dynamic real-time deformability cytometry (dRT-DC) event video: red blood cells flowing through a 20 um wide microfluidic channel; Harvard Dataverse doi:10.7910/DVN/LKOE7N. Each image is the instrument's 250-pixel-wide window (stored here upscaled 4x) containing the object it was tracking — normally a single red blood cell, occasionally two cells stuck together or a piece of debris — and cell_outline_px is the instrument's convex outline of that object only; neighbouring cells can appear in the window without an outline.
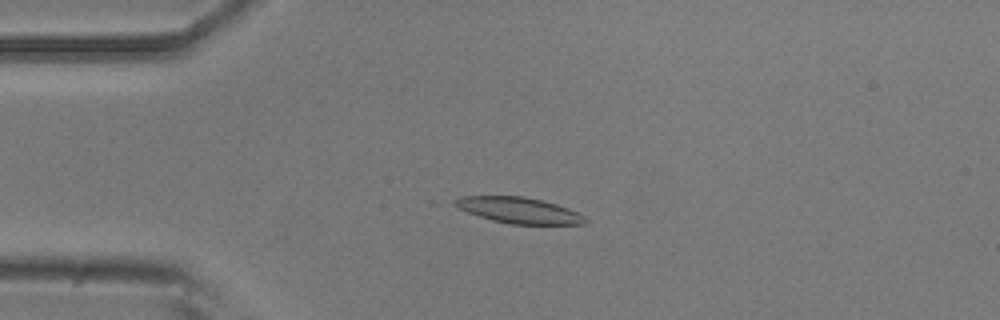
{"species": "common noctule bat (a hibernating species)", "species_latin": "Nyctalus noctula", "temperature_condition": "room temperature", "stored_images_in_passage": 24, "camera_frame_rate_fps": 3000, "um_per_image_px": 0.085, "animal": {"sex": "male", "body_mass_g": 20.5, "forearm_length_mm": 52.5}, "frame": {"image": 1, "passage_image": 12, "time_ms": 3.667, "image_size_px": [1000, 320], "cell_outline_px": [[588, 220], [584, 224], [508, 224], [492, 220], [456, 208], [448, 204], [460, 196], [524, 196], [556, 204], [580, 212]], "centroid_in_image_um": [44.06, 17.87], "position_along_channel_um": 40.9, "area_um2": 19.88}}
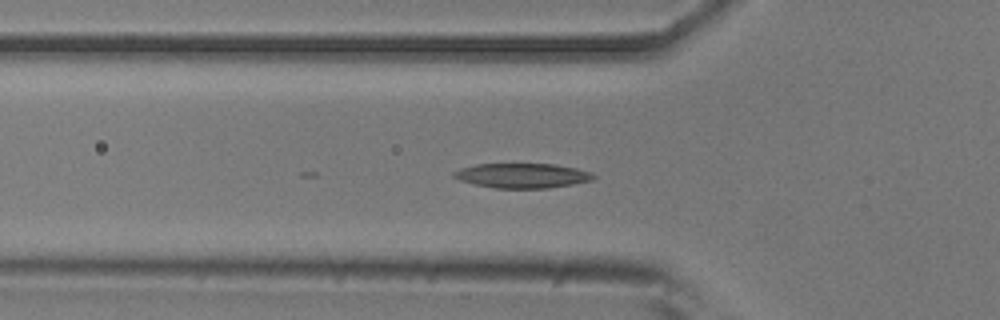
{"frame": {"image": 2, "passage_image": 17, "time_ms": 5.333, "image_size_px": [1000, 320], "cell_outline_px": [[596, 176], [592, 180], [572, 184], [548, 188], [496, 188], [476, 184], [460, 180], [452, 176], [452, 172], [460, 168], [476, 164], [556, 164], [576, 168], [588, 172]], "centroid_in_image_um": [44.37, 14.92], "position_along_channel_um": 81.4, "area_um2": 19.94}}
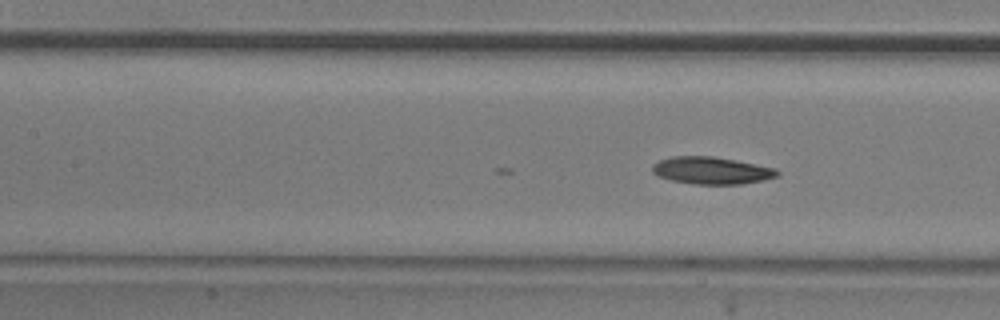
{"frame": {"image": 3, "passage_image": 22, "time_ms": 7.0, "image_size_px": [1000, 320], "cell_outline_px": [[780, 176], [740, 184], [692, 184], [672, 180], [656, 176], [652, 172], [652, 164], [660, 160], [672, 156], [712, 156], [776, 168], [780, 172]], "centroid_in_image_um": [60.45, 14.49], "position_along_channel_um": 147.0, "area_um2": 19.77}}